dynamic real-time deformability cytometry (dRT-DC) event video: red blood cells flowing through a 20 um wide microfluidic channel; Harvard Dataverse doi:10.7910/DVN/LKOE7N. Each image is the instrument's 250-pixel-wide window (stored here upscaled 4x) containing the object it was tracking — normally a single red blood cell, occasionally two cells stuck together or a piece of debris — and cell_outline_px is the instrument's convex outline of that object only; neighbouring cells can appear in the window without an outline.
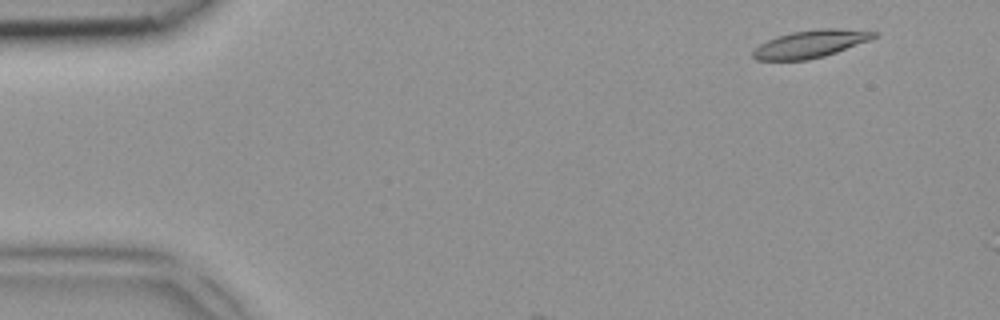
{"species": "common noctule bat (a hibernating species)", "species_latin": "Nyctalus noctula", "temperature_condition": "room temperature", "stored_images_in_passage": 3, "camera_frame_rate_fps": 3000, "um_per_image_px": 0.085, "animal": {"sex": "female", "body_mass_g": 18.4}, "frame": {"image": 1, "passage_image": 1, "time_ms": 0.0, "image_size_px": [1000, 320], "cell_outline_px": [[880, 32], [872, 40], [824, 56], [808, 60], [756, 60], [752, 56], [752, 52], [760, 44], [776, 36], [792, 32], [820, 28], [836, 28]], "centroid_in_image_um": [68.92, 3.73], "position_along_channel_um": 16.1, "area_um2": 19.48}}